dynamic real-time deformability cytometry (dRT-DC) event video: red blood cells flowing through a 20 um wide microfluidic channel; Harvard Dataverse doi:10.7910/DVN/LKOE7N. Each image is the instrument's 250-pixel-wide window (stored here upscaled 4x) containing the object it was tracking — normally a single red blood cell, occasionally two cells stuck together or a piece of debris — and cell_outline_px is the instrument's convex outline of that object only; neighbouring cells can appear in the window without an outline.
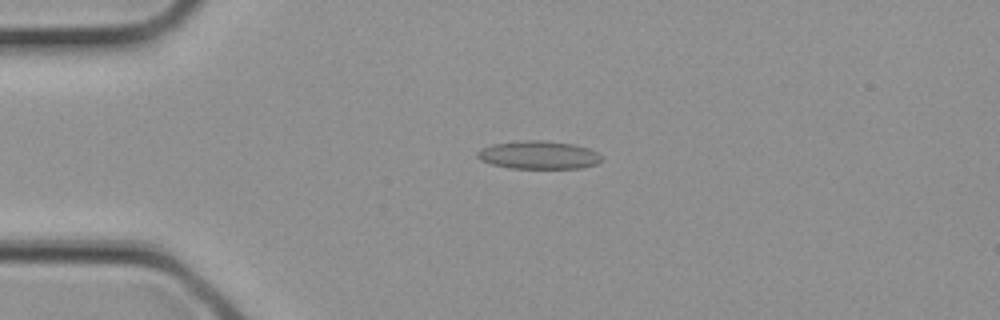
{"species": "common noctule bat (a hibernating species)", "species_latin": "Nyctalus noctula", "temperature_condition": "cold", "stored_images_in_passage": 2, "camera_frame_rate_fps": 3000, "um_per_image_px": 0.085, "animal": {"sex": "female", "body_mass_g": 21.9}, "frame": {"image": 1, "passage_image": 2, "time_ms": 0.333, "image_size_px": [1000, 320], "cell_outline_px": [[604, 160], [596, 164], [580, 168], [508, 168], [492, 164], [480, 160], [476, 156], [476, 152], [492, 144], [524, 140], [544, 140], [572, 144], [588, 148], [604, 156]], "centroid_in_image_um": [45.81, 13.17], "position_along_channel_um": 39.2, "area_um2": 20.4}}